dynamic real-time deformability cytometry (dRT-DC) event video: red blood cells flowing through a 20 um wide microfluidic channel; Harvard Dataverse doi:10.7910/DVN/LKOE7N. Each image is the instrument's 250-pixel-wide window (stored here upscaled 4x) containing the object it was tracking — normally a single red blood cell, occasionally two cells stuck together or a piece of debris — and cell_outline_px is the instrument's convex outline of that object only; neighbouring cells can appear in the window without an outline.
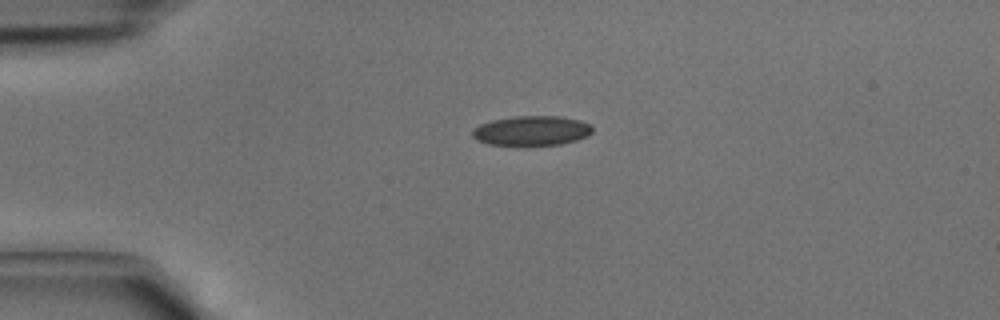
{"species": "common noctule bat (a hibernating species)", "species_latin": "Nyctalus noctula", "temperature_condition": "cold", "stored_images_in_passage": 4, "camera_frame_rate_fps": 3000, "um_per_image_px": 0.085, "animal": {"sex": "male", "body_mass_g": 15.6}, "frame": {"image": 1, "passage_image": 4, "time_ms": 1.0, "image_size_px": [1000, 320], "cell_outline_px": [[592, 132], [588, 136], [576, 140], [560, 144], [528, 148], [488, 144], [476, 140], [472, 136], [472, 128], [480, 124], [492, 120], [516, 116], [560, 116], [580, 120], [588, 124], [592, 128]], "centroid_in_image_um": [45.15, 11.15], "position_along_channel_um": 39.9, "area_um2": 21.56}}